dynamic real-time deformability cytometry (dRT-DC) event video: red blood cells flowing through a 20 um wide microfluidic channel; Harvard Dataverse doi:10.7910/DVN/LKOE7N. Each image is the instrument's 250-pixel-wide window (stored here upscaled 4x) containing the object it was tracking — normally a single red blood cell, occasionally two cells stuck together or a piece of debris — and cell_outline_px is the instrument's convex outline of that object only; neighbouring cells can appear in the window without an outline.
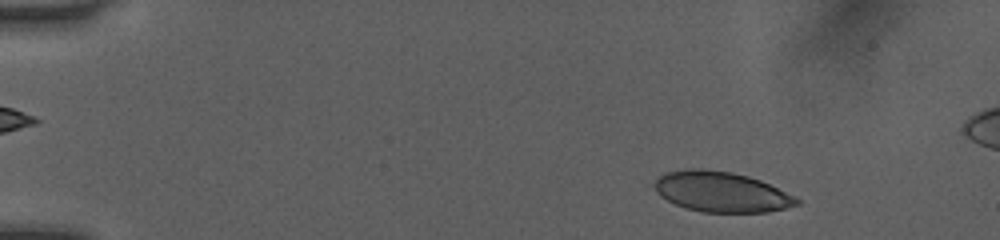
{"species": "human", "species_latin": "Homo sapiens", "temperature_condition": "room temperature", "stored_images_in_passage": 49, "camera_frame_rate_fps": 3000, "um_per_image_px": 0.085, "donor": {"sex": "female"}, "frame": {"image": 1, "passage_image": 4, "time_ms": 1.0, "image_size_px": [1000, 240], "cell_outline_px": [[800, 204], [768, 212], [704, 212], [688, 208], [676, 204], [660, 196], [656, 192], [652, 184], [660, 176], [668, 172], [688, 168], [700, 168], [732, 172], [748, 176], [760, 180], [800, 200]], "centroid_in_image_um": [61.27, 16.3], "position_along_channel_um": 23.7, "area_um2": 33.06}}
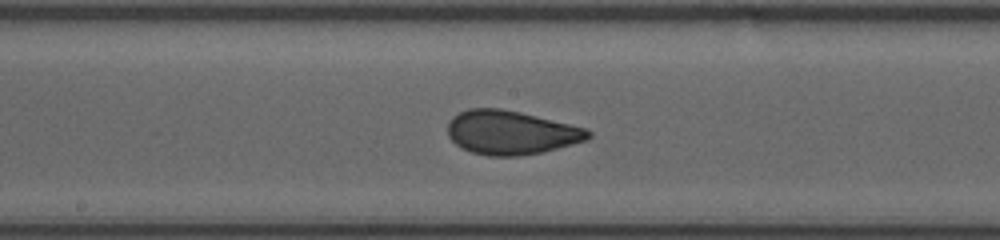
{"frame": {"image": 2, "passage_image": 25, "time_ms": 8.0, "image_size_px": [1000, 240], "cell_outline_px": [[592, 136], [588, 140], [540, 152], [520, 156], [488, 156], [472, 152], [460, 148], [448, 136], [448, 120], [452, 116], [468, 108], [500, 108], [520, 112], [588, 128], [592, 132]], "centroid_in_image_um": [43.43, 11.26], "position_along_channel_um": 204.8, "area_um2": 36.13}}
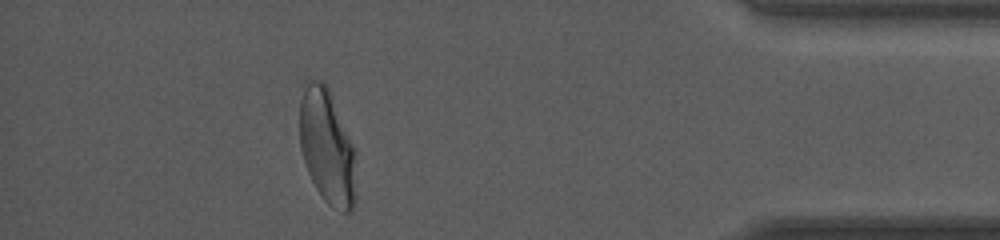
{"frame": {"image": 3, "passage_image": 43, "time_ms": 14.0, "image_size_px": [1000, 240], "cell_outline_px": [[356, 204], [352, 212], [340, 212], [332, 208], [320, 196], [308, 172], [300, 148], [300, 84], [308, 80], [320, 80], [328, 88], [332, 96], [356, 152]], "centroid_in_image_um": [27.81, 12.51], "position_along_channel_um": 407.4, "area_um2": 38.55}}